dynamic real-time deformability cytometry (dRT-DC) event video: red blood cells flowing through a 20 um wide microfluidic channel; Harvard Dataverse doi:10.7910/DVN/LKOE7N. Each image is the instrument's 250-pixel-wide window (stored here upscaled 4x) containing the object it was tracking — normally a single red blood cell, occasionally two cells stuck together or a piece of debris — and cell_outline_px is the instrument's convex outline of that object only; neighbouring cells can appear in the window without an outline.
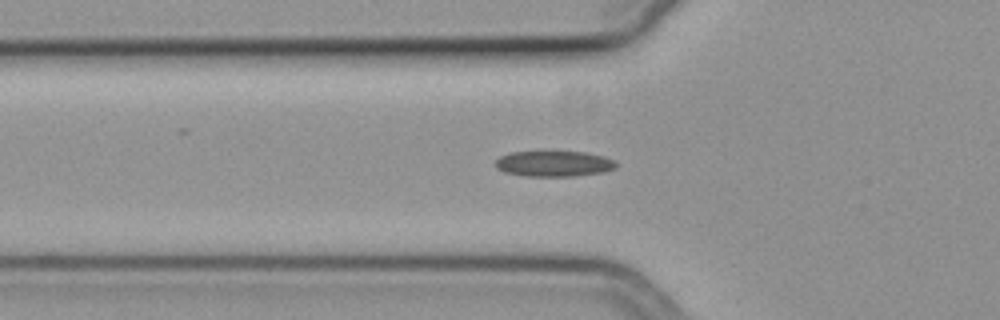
{"species": "common noctule bat (a hibernating species)", "species_latin": "Nyctalus noctula", "temperature_condition": "cold", "stored_images_in_passage": 38, "camera_frame_rate_fps": 3000, "um_per_image_px": 0.085, "animal": {"sex": "female", "body_mass_g": 19.3, "forearm_length_mm": 54.1}, "frame": {"image": 1, "passage_image": 7, "time_ms": 2.0, "image_size_px": [1000, 320], "cell_outline_px": [[616, 168], [604, 172], [572, 176], [524, 176], [504, 172], [496, 168], [496, 160], [500, 156], [512, 152], [544, 148], [588, 152], [604, 156], [616, 160]], "centroid_in_image_um": [47.08, 13.85], "position_along_channel_um": 78.7, "area_um2": 19.19}}
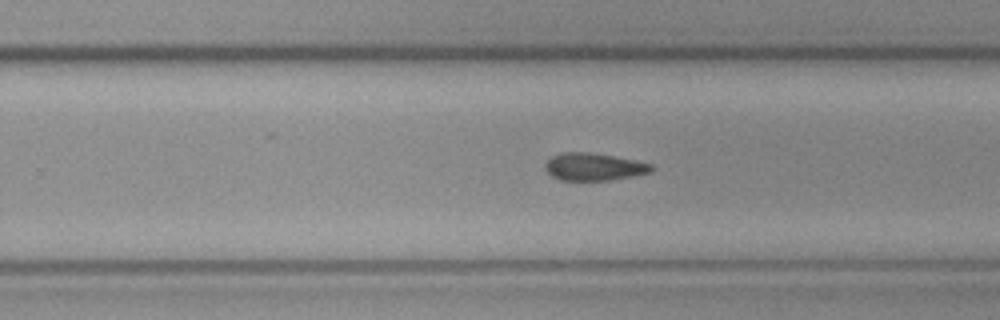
{"frame": {"image": 2, "passage_image": 23, "time_ms": 7.333, "image_size_px": [1000, 320], "cell_outline_px": [[656, 168], [652, 172], [632, 176], [608, 180], [560, 180], [552, 176], [544, 168], [544, 164], [552, 156], [564, 152], [588, 152], [636, 160], [652, 164]], "centroid_in_image_um": [50.5, 14.18], "position_along_channel_um": 279.3, "area_um2": 16.99}}
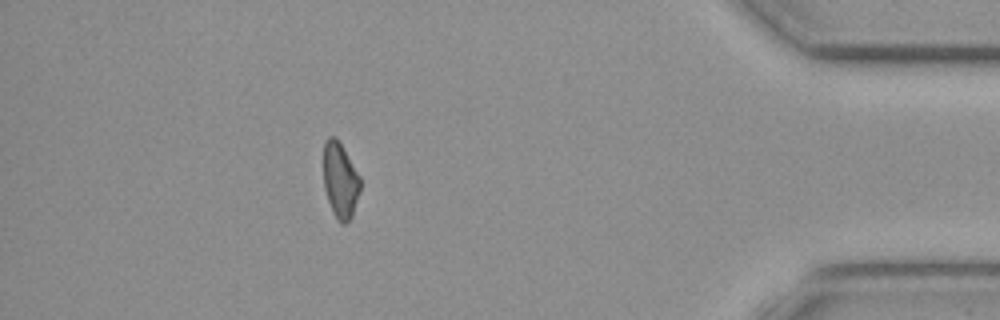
{"frame": {"image": 3, "passage_image": 37, "time_ms": 12.0, "image_size_px": [1000, 320], "cell_outline_px": [[360, 188], [352, 216], [344, 224], [340, 224], [336, 220], [332, 212], [324, 188], [324, 140], [328, 136], [336, 136], [360, 176]], "centroid_in_image_um": [28.9, 15.32], "position_along_channel_um": 406.3, "area_um2": 16.18}}